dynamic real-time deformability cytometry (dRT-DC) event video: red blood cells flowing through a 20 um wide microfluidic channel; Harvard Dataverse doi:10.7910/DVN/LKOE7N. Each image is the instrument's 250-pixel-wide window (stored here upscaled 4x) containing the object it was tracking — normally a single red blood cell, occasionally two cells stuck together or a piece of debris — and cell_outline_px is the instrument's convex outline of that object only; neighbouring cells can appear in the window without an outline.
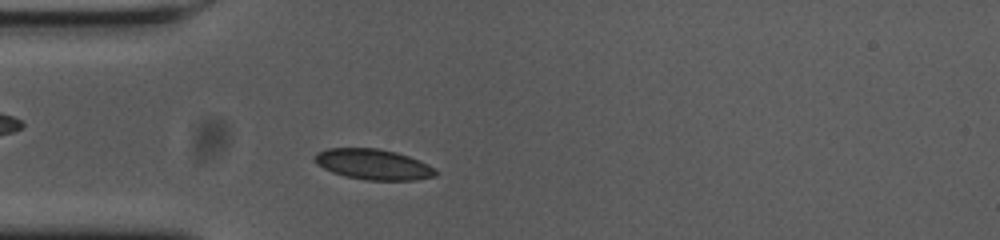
{"species": "common noctule bat (a hibernating species)", "species_latin": "Nyctalus noctula", "temperature_condition": "cold", "stored_images_in_passage": 43, "camera_frame_rate_fps": 3000, "um_per_image_px": 0.085, "animal": {"sex": "female", "body_mass_g": 23.0, "forearm_length_mm": 53.4}, "frame": {"image": 1, "passage_image": 6, "time_ms": 1.667, "image_size_px": [1000, 240], "cell_outline_px": [[440, 172], [436, 176], [416, 180], [364, 180], [344, 176], [332, 172], [316, 164], [316, 152], [328, 148], [376, 148], [396, 152], [408, 156]], "centroid_in_image_um": [31.71, 13.98], "position_along_channel_um": 53.3, "area_um2": 21.33}}
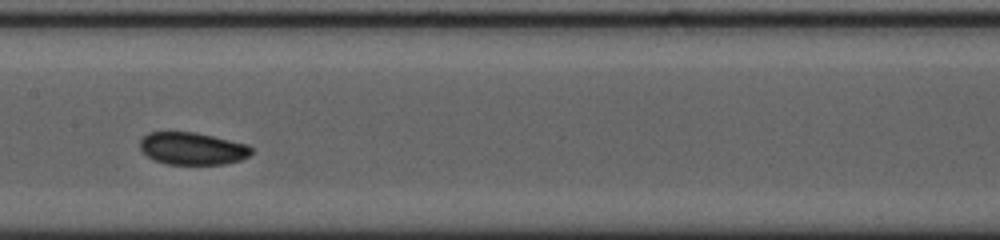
{"frame": {"image": 2, "passage_image": 18, "time_ms": 5.667, "image_size_px": [1000, 240], "cell_outline_px": [[252, 152], [248, 156], [240, 160], [224, 164], [168, 164], [156, 160], [148, 156], [140, 148], [140, 140], [148, 132], [192, 132], [212, 136], [248, 144], [252, 148]], "centroid_in_image_um": [16.36, 12.62], "position_along_channel_um": 191.0, "area_um2": 20.81}}
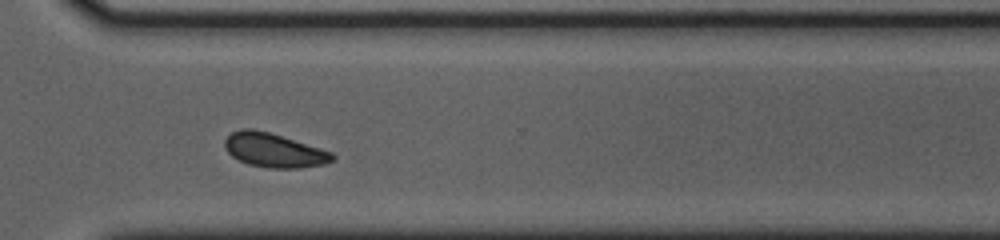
{"frame": {"image": 3, "passage_image": 31, "time_ms": 10.0, "image_size_px": [1000, 240], "cell_outline_px": [[336, 160], [324, 164], [300, 168], [268, 168], [248, 164], [232, 156], [224, 148], [224, 140], [232, 132], [240, 128], [252, 128], [268, 132], [320, 148], [332, 152], [336, 156]], "centroid_in_image_um": [23.29, 12.78], "position_along_channel_um": 347.3, "area_um2": 21.39}, "authors_computed_cell_mechanics": {"area_um2": 20.9814, "velocity_mm_per_s": 3.6011, "shape_relaxation_time_tau1_ms": 4.6723, "shape_relaxation_time_tau2_ms": null, "deformation_change_tau1": 0.0582, "deformation_change_tau2": null}}